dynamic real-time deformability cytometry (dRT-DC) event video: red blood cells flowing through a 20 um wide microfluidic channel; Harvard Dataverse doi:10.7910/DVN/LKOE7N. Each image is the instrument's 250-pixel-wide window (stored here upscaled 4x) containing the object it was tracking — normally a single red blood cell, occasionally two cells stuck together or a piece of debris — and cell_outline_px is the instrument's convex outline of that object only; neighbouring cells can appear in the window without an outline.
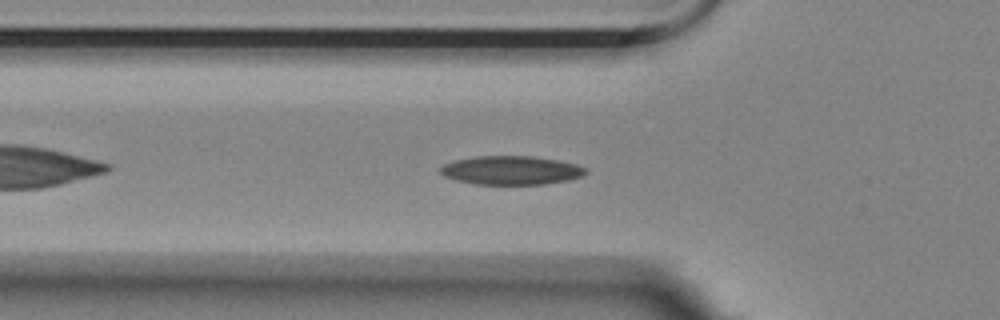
{"species": "Egyptian fruit bat (a non-hibernating species)", "species_latin": "Rousettus aegyptiacus", "temperature_condition": "room temperature", "stored_images_in_passage": 38, "camera_frame_rate_fps": 3000, "um_per_image_px": 0.085, "animal": {"sex": "female"}, "frame": {"image": 1, "passage_image": 7, "time_ms": 2.0, "image_size_px": [1000, 320], "cell_outline_px": [[588, 172], [584, 176], [568, 180], [544, 184], [476, 184], [456, 180], [444, 176], [440, 172], [440, 168], [444, 164], [456, 160], [476, 156], [532, 156], [556, 160], [576, 164], [584, 168]], "centroid_in_image_um": [43.45, 14.48], "position_along_channel_um": 82.3, "area_um2": 24.22}}
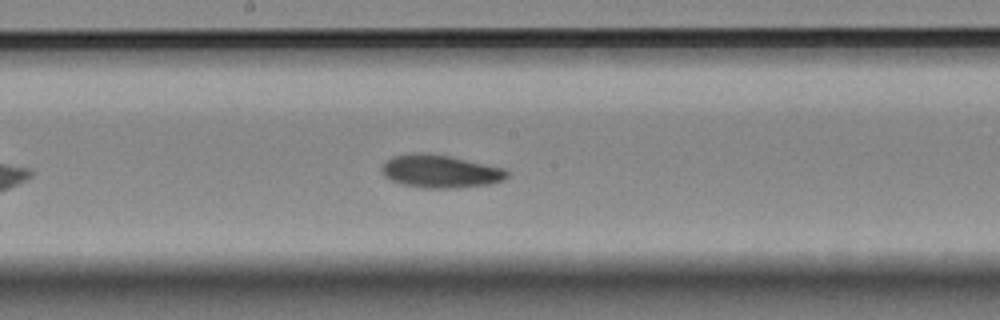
{"frame": {"image": 2, "passage_image": 18, "time_ms": 5.667, "image_size_px": [1000, 320], "cell_outline_px": [[508, 176], [504, 180], [488, 184], [456, 188], [424, 188], [400, 184], [384, 176], [380, 172], [380, 168], [392, 156], [416, 152], [424, 152], [452, 156], [504, 168], [508, 172]], "centroid_in_image_um": [37.41, 14.55], "position_along_channel_um": 210.8, "area_um2": 24.28}}
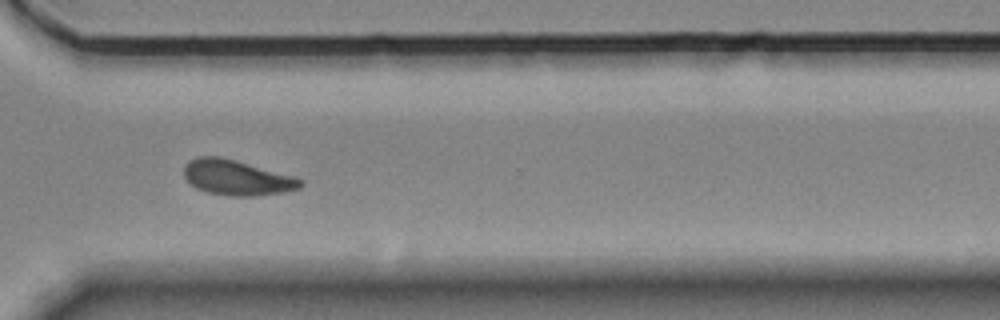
{"frame": {"image": 3, "passage_image": 30, "time_ms": 9.667, "image_size_px": [1000, 320], "cell_outline_px": [[304, 184], [300, 188], [284, 192], [252, 196], [232, 196], [208, 192], [196, 188], [184, 176], [184, 164], [188, 160], [200, 156], [220, 156], [236, 160], [296, 176], [304, 180]], "centroid_in_image_um": [20.16, 15.08], "position_along_channel_um": 350.4, "area_um2": 24.1}, "authors_computed_cell_mechanics": {"area_um2": 23.4379, "velocity_mm_per_s": 3.4911, "shape_relaxation_time_tau1_ms": 8.5229, "shape_relaxation_time_tau2_ms": 9.9433, "deformation_change_tau1": 0.173, "deformation_change_tau2": 0.1611}}